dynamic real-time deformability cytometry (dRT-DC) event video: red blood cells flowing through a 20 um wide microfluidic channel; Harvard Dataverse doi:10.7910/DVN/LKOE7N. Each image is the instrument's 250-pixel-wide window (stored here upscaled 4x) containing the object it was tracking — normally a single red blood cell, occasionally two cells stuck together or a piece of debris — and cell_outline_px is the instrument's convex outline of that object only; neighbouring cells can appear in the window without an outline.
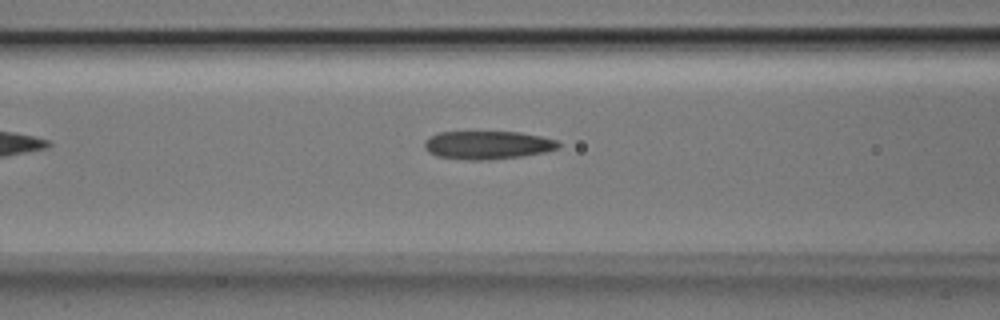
{"species": "Egyptian fruit bat (a non-hibernating species)", "species_latin": "Rousettus aegyptiacus", "temperature_condition": "room temperature", "stored_images_in_passage": 5, "camera_frame_rate_fps": 3000, "um_per_image_px": 0.085, "animal": {"sex": "male"}, "frame": {"image": 1, "passage_image": 5, "time_ms": 1.333, "image_size_px": [1000, 320], "cell_outline_px": [[560, 144], [556, 148], [544, 152], [524, 156], [488, 160], [464, 160], [436, 156], [428, 152], [424, 148], [424, 140], [440, 132], [520, 132], [540, 136], [556, 140]], "centroid_in_image_um": [41.41, 12.34], "position_along_channel_um": 125.2, "area_um2": 22.08}}